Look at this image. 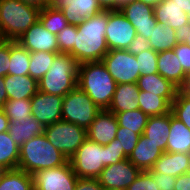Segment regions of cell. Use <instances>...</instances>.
I'll return each instance as SVG.
<instances>
[{
  "label": "cell",
  "instance_id": "6da1fadb",
  "mask_svg": "<svg viewBox=\"0 0 190 190\" xmlns=\"http://www.w3.org/2000/svg\"><path fill=\"white\" fill-rule=\"evenodd\" d=\"M107 23L108 11H102L77 25L75 45L69 54L79 64L101 61L109 52L105 38Z\"/></svg>",
  "mask_w": 190,
  "mask_h": 190
},
{
  "label": "cell",
  "instance_id": "7a4b0ae2",
  "mask_svg": "<svg viewBox=\"0 0 190 190\" xmlns=\"http://www.w3.org/2000/svg\"><path fill=\"white\" fill-rule=\"evenodd\" d=\"M116 81L109 74L102 61L84 62L78 66V83L101 109H108L116 89Z\"/></svg>",
  "mask_w": 190,
  "mask_h": 190
},
{
  "label": "cell",
  "instance_id": "3957f363",
  "mask_svg": "<svg viewBox=\"0 0 190 190\" xmlns=\"http://www.w3.org/2000/svg\"><path fill=\"white\" fill-rule=\"evenodd\" d=\"M68 161V158L59 152L43 133L20 147L18 168L33 175L39 170L60 167Z\"/></svg>",
  "mask_w": 190,
  "mask_h": 190
},
{
  "label": "cell",
  "instance_id": "277c9868",
  "mask_svg": "<svg viewBox=\"0 0 190 190\" xmlns=\"http://www.w3.org/2000/svg\"><path fill=\"white\" fill-rule=\"evenodd\" d=\"M78 66L70 54L58 53L48 72L38 81V91L66 96L77 86Z\"/></svg>",
  "mask_w": 190,
  "mask_h": 190
},
{
  "label": "cell",
  "instance_id": "5b68a950",
  "mask_svg": "<svg viewBox=\"0 0 190 190\" xmlns=\"http://www.w3.org/2000/svg\"><path fill=\"white\" fill-rule=\"evenodd\" d=\"M40 9L19 0H0V31L3 40L17 41L39 21Z\"/></svg>",
  "mask_w": 190,
  "mask_h": 190
},
{
  "label": "cell",
  "instance_id": "8992f818",
  "mask_svg": "<svg viewBox=\"0 0 190 190\" xmlns=\"http://www.w3.org/2000/svg\"><path fill=\"white\" fill-rule=\"evenodd\" d=\"M101 109L78 86L63 97L62 120L87 129Z\"/></svg>",
  "mask_w": 190,
  "mask_h": 190
},
{
  "label": "cell",
  "instance_id": "52a82bcc",
  "mask_svg": "<svg viewBox=\"0 0 190 190\" xmlns=\"http://www.w3.org/2000/svg\"><path fill=\"white\" fill-rule=\"evenodd\" d=\"M44 135L68 160L87 139L86 129L64 120H59L52 125L46 126Z\"/></svg>",
  "mask_w": 190,
  "mask_h": 190
},
{
  "label": "cell",
  "instance_id": "ba28073f",
  "mask_svg": "<svg viewBox=\"0 0 190 190\" xmlns=\"http://www.w3.org/2000/svg\"><path fill=\"white\" fill-rule=\"evenodd\" d=\"M69 161L78 178L97 179L105 167L104 146L87 138Z\"/></svg>",
  "mask_w": 190,
  "mask_h": 190
},
{
  "label": "cell",
  "instance_id": "9c48e42d",
  "mask_svg": "<svg viewBox=\"0 0 190 190\" xmlns=\"http://www.w3.org/2000/svg\"><path fill=\"white\" fill-rule=\"evenodd\" d=\"M101 61L117 84L137 83L141 76L136 57L128 50H109Z\"/></svg>",
  "mask_w": 190,
  "mask_h": 190
},
{
  "label": "cell",
  "instance_id": "30bf717a",
  "mask_svg": "<svg viewBox=\"0 0 190 190\" xmlns=\"http://www.w3.org/2000/svg\"><path fill=\"white\" fill-rule=\"evenodd\" d=\"M33 179L34 190H74L78 176L68 161L60 167L35 172Z\"/></svg>",
  "mask_w": 190,
  "mask_h": 190
},
{
  "label": "cell",
  "instance_id": "8fae6325",
  "mask_svg": "<svg viewBox=\"0 0 190 190\" xmlns=\"http://www.w3.org/2000/svg\"><path fill=\"white\" fill-rule=\"evenodd\" d=\"M140 173L141 170L126 158L105 166L97 179L105 190H126Z\"/></svg>",
  "mask_w": 190,
  "mask_h": 190
},
{
  "label": "cell",
  "instance_id": "7c38bea8",
  "mask_svg": "<svg viewBox=\"0 0 190 190\" xmlns=\"http://www.w3.org/2000/svg\"><path fill=\"white\" fill-rule=\"evenodd\" d=\"M136 34V29L120 10L108 11L105 38L109 50H127Z\"/></svg>",
  "mask_w": 190,
  "mask_h": 190
},
{
  "label": "cell",
  "instance_id": "4fadbf2b",
  "mask_svg": "<svg viewBox=\"0 0 190 190\" xmlns=\"http://www.w3.org/2000/svg\"><path fill=\"white\" fill-rule=\"evenodd\" d=\"M63 97L38 91L31 99L32 116L44 127L62 120Z\"/></svg>",
  "mask_w": 190,
  "mask_h": 190
},
{
  "label": "cell",
  "instance_id": "5bb4252c",
  "mask_svg": "<svg viewBox=\"0 0 190 190\" xmlns=\"http://www.w3.org/2000/svg\"><path fill=\"white\" fill-rule=\"evenodd\" d=\"M120 11L136 29L137 34L150 39V34L157 24L153 6L134 0Z\"/></svg>",
  "mask_w": 190,
  "mask_h": 190
},
{
  "label": "cell",
  "instance_id": "9a60e30c",
  "mask_svg": "<svg viewBox=\"0 0 190 190\" xmlns=\"http://www.w3.org/2000/svg\"><path fill=\"white\" fill-rule=\"evenodd\" d=\"M28 52H53L59 53L57 36L49 32L37 21L17 40Z\"/></svg>",
  "mask_w": 190,
  "mask_h": 190
},
{
  "label": "cell",
  "instance_id": "2e32d148",
  "mask_svg": "<svg viewBox=\"0 0 190 190\" xmlns=\"http://www.w3.org/2000/svg\"><path fill=\"white\" fill-rule=\"evenodd\" d=\"M52 5L63 12L70 25H79L85 19L104 11L97 0H57Z\"/></svg>",
  "mask_w": 190,
  "mask_h": 190
},
{
  "label": "cell",
  "instance_id": "e0dca14e",
  "mask_svg": "<svg viewBox=\"0 0 190 190\" xmlns=\"http://www.w3.org/2000/svg\"><path fill=\"white\" fill-rule=\"evenodd\" d=\"M118 126L115 114L107 109L101 110L86 129L87 138L105 146L116 138Z\"/></svg>",
  "mask_w": 190,
  "mask_h": 190
},
{
  "label": "cell",
  "instance_id": "ac0fdd59",
  "mask_svg": "<svg viewBox=\"0 0 190 190\" xmlns=\"http://www.w3.org/2000/svg\"><path fill=\"white\" fill-rule=\"evenodd\" d=\"M157 67L158 73L163 78L170 81L179 90L184 88L187 74L184 72L173 49L158 53Z\"/></svg>",
  "mask_w": 190,
  "mask_h": 190
},
{
  "label": "cell",
  "instance_id": "d6986e66",
  "mask_svg": "<svg viewBox=\"0 0 190 190\" xmlns=\"http://www.w3.org/2000/svg\"><path fill=\"white\" fill-rule=\"evenodd\" d=\"M189 167V153L163 152L154 163L151 171L154 174H165L177 177L187 173Z\"/></svg>",
  "mask_w": 190,
  "mask_h": 190
},
{
  "label": "cell",
  "instance_id": "ffe728a7",
  "mask_svg": "<svg viewBox=\"0 0 190 190\" xmlns=\"http://www.w3.org/2000/svg\"><path fill=\"white\" fill-rule=\"evenodd\" d=\"M140 90L137 83L117 84L112 102L107 109L113 114L139 109Z\"/></svg>",
  "mask_w": 190,
  "mask_h": 190
},
{
  "label": "cell",
  "instance_id": "44dd1931",
  "mask_svg": "<svg viewBox=\"0 0 190 190\" xmlns=\"http://www.w3.org/2000/svg\"><path fill=\"white\" fill-rule=\"evenodd\" d=\"M162 154L163 151L157 147V144L144 135H140L136 147L128 159L141 171H148L152 169Z\"/></svg>",
  "mask_w": 190,
  "mask_h": 190
},
{
  "label": "cell",
  "instance_id": "7402d4cb",
  "mask_svg": "<svg viewBox=\"0 0 190 190\" xmlns=\"http://www.w3.org/2000/svg\"><path fill=\"white\" fill-rule=\"evenodd\" d=\"M8 100L31 99L38 92V81L29 75L4 77Z\"/></svg>",
  "mask_w": 190,
  "mask_h": 190
},
{
  "label": "cell",
  "instance_id": "603a6c76",
  "mask_svg": "<svg viewBox=\"0 0 190 190\" xmlns=\"http://www.w3.org/2000/svg\"><path fill=\"white\" fill-rule=\"evenodd\" d=\"M137 85L139 90L164 97L170 104L176 98V94L179 90L175 85L163 78L159 73L141 75L138 78Z\"/></svg>",
  "mask_w": 190,
  "mask_h": 190
},
{
  "label": "cell",
  "instance_id": "cb8c5ba5",
  "mask_svg": "<svg viewBox=\"0 0 190 190\" xmlns=\"http://www.w3.org/2000/svg\"><path fill=\"white\" fill-rule=\"evenodd\" d=\"M44 130L45 127L30 115L28 119L11 121L9 123L8 133L17 146L21 147L31 138L42 135Z\"/></svg>",
  "mask_w": 190,
  "mask_h": 190
},
{
  "label": "cell",
  "instance_id": "d4e9b609",
  "mask_svg": "<svg viewBox=\"0 0 190 190\" xmlns=\"http://www.w3.org/2000/svg\"><path fill=\"white\" fill-rule=\"evenodd\" d=\"M170 132V112L149 116L143 135L150 139L163 152H166L168 134Z\"/></svg>",
  "mask_w": 190,
  "mask_h": 190
},
{
  "label": "cell",
  "instance_id": "484cf974",
  "mask_svg": "<svg viewBox=\"0 0 190 190\" xmlns=\"http://www.w3.org/2000/svg\"><path fill=\"white\" fill-rule=\"evenodd\" d=\"M154 16L158 23L169 24L174 30L189 23L187 14L172 0H161L155 5Z\"/></svg>",
  "mask_w": 190,
  "mask_h": 190
},
{
  "label": "cell",
  "instance_id": "4316f807",
  "mask_svg": "<svg viewBox=\"0 0 190 190\" xmlns=\"http://www.w3.org/2000/svg\"><path fill=\"white\" fill-rule=\"evenodd\" d=\"M166 152L190 153V130L170 112V132Z\"/></svg>",
  "mask_w": 190,
  "mask_h": 190
},
{
  "label": "cell",
  "instance_id": "83f0119b",
  "mask_svg": "<svg viewBox=\"0 0 190 190\" xmlns=\"http://www.w3.org/2000/svg\"><path fill=\"white\" fill-rule=\"evenodd\" d=\"M0 190H34L33 175L19 168L4 170L0 175Z\"/></svg>",
  "mask_w": 190,
  "mask_h": 190
},
{
  "label": "cell",
  "instance_id": "f1b7e54d",
  "mask_svg": "<svg viewBox=\"0 0 190 190\" xmlns=\"http://www.w3.org/2000/svg\"><path fill=\"white\" fill-rule=\"evenodd\" d=\"M149 44L152 50L158 53L172 50L178 44L175 30L169 24L157 22L150 34Z\"/></svg>",
  "mask_w": 190,
  "mask_h": 190
},
{
  "label": "cell",
  "instance_id": "f546056e",
  "mask_svg": "<svg viewBox=\"0 0 190 190\" xmlns=\"http://www.w3.org/2000/svg\"><path fill=\"white\" fill-rule=\"evenodd\" d=\"M30 52L18 41L10 40L9 75H29Z\"/></svg>",
  "mask_w": 190,
  "mask_h": 190
},
{
  "label": "cell",
  "instance_id": "4dcf8cb0",
  "mask_svg": "<svg viewBox=\"0 0 190 190\" xmlns=\"http://www.w3.org/2000/svg\"><path fill=\"white\" fill-rule=\"evenodd\" d=\"M139 109L148 116L163 115L171 112V104L161 96L140 90Z\"/></svg>",
  "mask_w": 190,
  "mask_h": 190
},
{
  "label": "cell",
  "instance_id": "1f68e13d",
  "mask_svg": "<svg viewBox=\"0 0 190 190\" xmlns=\"http://www.w3.org/2000/svg\"><path fill=\"white\" fill-rule=\"evenodd\" d=\"M20 147L10 138L8 131L0 133V167L3 170L18 168Z\"/></svg>",
  "mask_w": 190,
  "mask_h": 190
},
{
  "label": "cell",
  "instance_id": "d6a6232c",
  "mask_svg": "<svg viewBox=\"0 0 190 190\" xmlns=\"http://www.w3.org/2000/svg\"><path fill=\"white\" fill-rule=\"evenodd\" d=\"M39 21L45 29L56 35L69 25L63 12L53 5L46 6L40 11Z\"/></svg>",
  "mask_w": 190,
  "mask_h": 190
},
{
  "label": "cell",
  "instance_id": "836d02e7",
  "mask_svg": "<svg viewBox=\"0 0 190 190\" xmlns=\"http://www.w3.org/2000/svg\"><path fill=\"white\" fill-rule=\"evenodd\" d=\"M115 116L119 126L132 130V132L139 136L143 135L149 118V116L140 109L116 113Z\"/></svg>",
  "mask_w": 190,
  "mask_h": 190
},
{
  "label": "cell",
  "instance_id": "e575fe53",
  "mask_svg": "<svg viewBox=\"0 0 190 190\" xmlns=\"http://www.w3.org/2000/svg\"><path fill=\"white\" fill-rule=\"evenodd\" d=\"M57 54L44 51L30 53L29 76L39 81L48 72Z\"/></svg>",
  "mask_w": 190,
  "mask_h": 190
},
{
  "label": "cell",
  "instance_id": "d590c367",
  "mask_svg": "<svg viewBox=\"0 0 190 190\" xmlns=\"http://www.w3.org/2000/svg\"><path fill=\"white\" fill-rule=\"evenodd\" d=\"M1 109L10 122L28 119L32 115L30 99L7 100Z\"/></svg>",
  "mask_w": 190,
  "mask_h": 190
},
{
  "label": "cell",
  "instance_id": "8d00e7d4",
  "mask_svg": "<svg viewBox=\"0 0 190 190\" xmlns=\"http://www.w3.org/2000/svg\"><path fill=\"white\" fill-rule=\"evenodd\" d=\"M171 112L190 130V95L183 90H178L176 98L171 103Z\"/></svg>",
  "mask_w": 190,
  "mask_h": 190
},
{
  "label": "cell",
  "instance_id": "74e56055",
  "mask_svg": "<svg viewBox=\"0 0 190 190\" xmlns=\"http://www.w3.org/2000/svg\"><path fill=\"white\" fill-rule=\"evenodd\" d=\"M157 56L158 52L152 49L145 50L135 55L141 75L158 73Z\"/></svg>",
  "mask_w": 190,
  "mask_h": 190
},
{
  "label": "cell",
  "instance_id": "f35d334b",
  "mask_svg": "<svg viewBox=\"0 0 190 190\" xmlns=\"http://www.w3.org/2000/svg\"><path fill=\"white\" fill-rule=\"evenodd\" d=\"M78 33L77 25H68L57 36L59 53L69 54L75 45V35Z\"/></svg>",
  "mask_w": 190,
  "mask_h": 190
},
{
  "label": "cell",
  "instance_id": "ab89813d",
  "mask_svg": "<svg viewBox=\"0 0 190 190\" xmlns=\"http://www.w3.org/2000/svg\"><path fill=\"white\" fill-rule=\"evenodd\" d=\"M116 139L118 140L117 143L121 147V150H124V153L129 157L136 147L139 135L132 132V130L118 126Z\"/></svg>",
  "mask_w": 190,
  "mask_h": 190
},
{
  "label": "cell",
  "instance_id": "60d3db41",
  "mask_svg": "<svg viewBox=\"0 0 190 190\" xmlns=\"http://www.w3.org/2000/svg\"><path fill=\"white\" fill-rule=\"evenodd\" d=\"M117 142L118 140L115 138L109 144L104 146L105 166L116 164L128 158V156L124 153V150H121V147Z\"/></svg>",
  "mask_w": 190,
  "mask_h": 190
},
{
  "label": "cell",
  "instance_id": "b9f144b4",
  "mask_svg": "<svg viewBox=\"0 0 190 190\" xmlns=\"http://www.w3.org/2000/svg\"><path fill=\"white\" fill-rule=\"evenodd\" d=\"M126 190H158V186L147 171H141L139 176Z\"/></svg>",
  "mask_w": 190,
  "mask_h": 190
},
{
  "label": "cell",
  "instance_id": "7bdbcfd3",
  "mask_svg": "<svg viewBox=\"0 0 190 190\" xmlns=\"http://www.w3.org/2000/svg\"><path fill=\"white\" fill-rule=\"evenodd\" d=\"M10 62V40H2L0 42V77L9 74Z\"/></svg>",
  "mask_w": 190,
  "mask_h": 190
},
{
  "label": "cell",
  "instance_id": "ee69618b",
  "mask_svg": "<svg viewBox=\"0 0 190 190\" xmlns=\"http://www.w3.org/2000/svg\"><path fill=\"white\" fill-rule=\"evenodd\" d=\"M177 58L186 74L190 72V46L186 43H178L174 48Z\"/></svg>",
  "mask_w": 190,
  "mask_h": 190
},
{
  "label": "cell",
  "instance_id": "f6af8a7d",
  "mask_svg": "<svg viewBox=\"0 0 190 190\" xmlns=\"http://www.w3.org/2000/svg\"><path fill=\"white\" fill-rule=\"evenodd\" d=\"M153 181L157 183L158 190H175L176 177L165 174H154L151 170L147 171Z\"/></svg>",
  "mask_w": 190,
  "mask_h": 190
},
{
  "label": "cell",
  "instance_id": "bcb514c9",
  "mask_svg": "<svg viewBox=\"0 0 190 190\" xmlns=\"http://www.w3.org/2000/svg\"><path fill=\"white\" fill-rule=\"evenodd\" d=\"M149 49H152L149 44V39L144 38L140 34H136L134 40L130 43L129 47L127 48V50L133 55L139 54Z\"/></svg>",
  "mask_w": 190,
  "mask_h": 190
},
{
  "label": "cell",
  "instance_id": "7dc6e473",
  "mask_svg": "<svg viewBox=\"0 0 190 190\" xmlns=\"http://www.w3.org/2000/svg\"><path fill=\"white\" fill-rule=\"evenodd\" d=\"M74 190H104L98 179L78 178Z\"/></svg>",
  "mask_w": 190,
  "mask_h": 190
},
{
  "label": "cell",
  "instance_id": "c3c4849f",
  "mask_svg": "<svg viewBox=\"0 0 190 190\" xmlns=\"http://www.w3.org/2000/svg\"><path fill=\"white\" fill-rule=\"evenodd\" d=\"M175 36L178 43H186L190 46V23L176 29Z\"/></svg>",
  "mask_w": 190,
  "mask_h": 190
},
{
  "label": "cell",
  "instance_id": "681fc988",
  "mask_svg": "<svg viewBox=\"0 0 190 190\" xmlns=\"http://www.w3.org/2000/svg\"><path fill=\"white\" fill-rule=\"evenodd\" d=\"M175 190H190V177L186 173L176 177Z\"/></svg>",
  "mask_w": 190,
  "mask_h": 190
},
{
  "label": "cell",
  "instance_id": "f907efd6",
  "mask_svg": "<svg viewBox=\"0 0 190 190\" xmlns=\"http://www.w3.org/2000/svg\"><path fill=\"white\" fill-rule=\"evenodd\" d=\"M19 1L24 4L34 6L40 10H42L46 6H49L48 0H19Z\"/></svg>",
  "mask_w": 190,
  "mask_h": 190
},
{
  "label": "cell",
  "instance_id": "816d5d0a",
  "mask_svg": "<svg viewBox=\"0 0 190 190\" xmlns=\"http://www.w3.org/2000/svg\"><path fill=\"white\" fill-rule=\"evenodd\" d=\"M100 7L104 11H113L116 10V2L118 0H97Z\"/></svg>",
  "mask_w": 190,
  "mask_h": 190
},
{
  "label": "cell",
  "instance_id": "f5cc1de1",
  "mask_svg": "<svg viewBox=\"0 0 190 190\" xmlns=\"http://www.w3.org/2000/svg\"><path fill=\"white\" fill-rule=\"evenodd\" d=\"M9 119L4 114L3 110L0 108V133L8 131L9 128Z\"/></svg>",
  "mask_w": 190,
  "mask_h": 190
},
{
  "label": "cell",
  "instance_id": "db71d44e",
  "mask_svg": "<svg viewBox=\"0 0 190 190\" xmlns=\"http://www.w3.org/2000/svg\"><path fill=\"white\" fill-rule=\"evenodd\" d=\"M8 100L6 94V88L4 83V77H0V108L3 107L5 102Z\"/></svg>",
  "mask_w": 190,
  "mask_h": 190
},
{
  "label": "cell",
  "instance_id": "11a10c76",
  "mask_svg": "<svg viewBox=\"0 0 190 190\" xmlns=\"http://www.w3.org/2000/svg\"><path fill=\"white\" fill-rule=\"evenodd\" d=\"M179 8H181L186 14L190 11V0H172Z\"/></svg>",
  "mask_w": 190,
  "mask_h": 190
},
{
  "label": "cell",
  "instance_id": "9f6ffc18",
  "mask_svg": "<svg viewBox=\"0 0 190 190\" xmlns=\"http://www.w3.org/2000/svg\"><path fill=\"white\" fill-rule=\"evenodd\" d=\"M134 0H118L116 2V10H121L123 7H125L127 4L131 3Z\"/></svg>",
  "mask_w": 190,
  "mask_h": 190
},
{
  "label": "cell",
  "instance_id": "6f0895ef",
  "mask_svg": "<svg viewBox=\"0 0 190 190\" xmlns=\"http://www.w3.org/2000/svg\"><path fill=\"white\" fill-rule=\"evenodd\" d=\"M141 2L151 5V6H155L157 5L161 0H140Z\"/></svg>",
  "mask_w": 190,
  "mask_h": 190
},
{
  "label": "cell",
  "instance_id": "680465c9",
  "mask_svg": "<svg viewBox=\"0 0 190 190\" xmlns=\"http://www.w3.org/2000/svg\"><path fill=\"white\" fill-rule=\"evenodd\" d=\"M182 90L190 95V82H186Z\"/></svg>",
  "mask_w": 190,
  "mask_h": 190
},
{
  "label": "cell",
  "instance_id": "91938a15",
  "mask_svg": "<svg viewBox=\"0 0 190 190\" xmlns=\"http://www.w3.org/2000/svg\"><path fill=\"white\" fill-rule=\"evenodd\" d=\"M186 82H190V72L187 74Z\"/></svg>",
  "mask_w": 190,
  "mask_h": 190
},
{
  "label": "cell",
  "instance_id": "94428289",
  "mask_svg": "<svg viewBox=\"0 0 190 190\" xmlns=\"http://www.w3.org/2000/svg\"><path fill=\"white\" fill-rule=\"evenodd\" d=\"M57 0H48V4L52 5L54 2H56Z\"/></svg>",
  "mask_w": 190,
  "mask_h": 190
},
{
  "label": "cell",
  "instance_id": "6125c7cd",
  "mask_svg": "<svg viewBox=\"0 0 190 190\" xmlns=\"http://www.w3.org/2000/svg\"><path fill=\"white\" fill-rule=\"evenodd\" d=\"M188 16V22L190 23V11L187 13Z\"/></svg>",
  "mask_w": 190,
  "mask_h": 190
},
{
  "label": "cell",
  "instance_id": "be15d7a7",
  "mask_svg": "<svg viewBox=\"0 0 190 190\" xmlns=\"http://www.w3.org/2000/svg\"><path fill=\"white\" fill-rule=\"evenodd\" d=\"M189 177H190V167L189 169L187 170V173H186Z\"/></svg>",
  "mask_w": 190,
  "mask_h": 190
},
{
  "label": "cell",
  "instance_id": "e7e4bbea",
  "mask_svg": "<svg viewBox=\"0 0 190 190\" xmlns=\"http://www.w3.org/2000/svg\"><path fill=\"white\" fill-rule=\"evenodd\" d=\"M3 40V36L1 34V31H0V42Z\"/></svg>",
  "mask_w": 190,
  "mask_h": 190
},
{
  "label": "cell",
  "instance_id": "03108f58",
  "mask_svg": "<svg viewBox=\"0 0 190 190\" xmlns=\"http://www.w3.org/2000/svg\"><path fill=\"white\" fill-rule=\"evenodd\" d=\"M3 171H4V170L0 167V175L2 174Z\"/></svg>",
  "mask_w": 190,
  "mask_h": 190
}]
</instances>
